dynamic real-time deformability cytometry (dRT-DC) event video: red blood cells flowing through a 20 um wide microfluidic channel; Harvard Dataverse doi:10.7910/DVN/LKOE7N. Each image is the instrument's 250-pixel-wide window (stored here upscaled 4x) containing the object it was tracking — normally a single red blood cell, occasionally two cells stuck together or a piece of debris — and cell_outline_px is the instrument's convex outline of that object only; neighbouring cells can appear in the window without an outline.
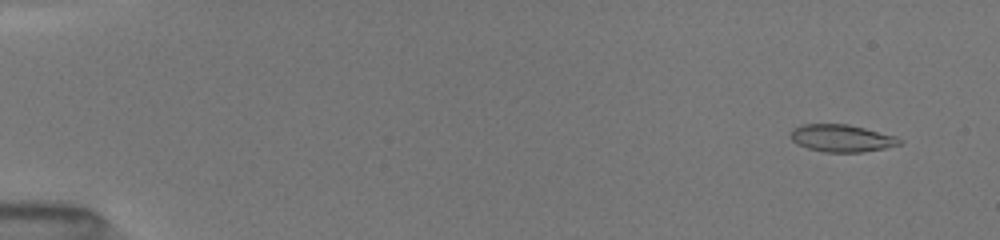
{"species": "common noctule bat (a hibernating species)", "species_latin": "Nyctalus noctula", "temperature_condition": "room temperature", "stored_images_in_passage": 45, "camera_frame_rate_fps": 3000, "um_per_image_px": 0.085, "animal": {"sex": "female", "body_mass_g": 19.5, "forearm_length_mm": 54.1}, "frame": {"image": 1, "passage_image": 3, "time_ms": 1.0, "image_size_px": [1000, 240], "cell_outline_px": [[900, 144], [884, 148], [860, 152], [824, 152], [808, 148], [792, 140], [788, 136], [788, 132], [792, 128], [800, 124], [848, 124], [896, 136], [900, 140]], "centroid_in_image_um": [71.47, 11.73], "position_along_channel_um": 13.5, "area_um2": 17.28}}
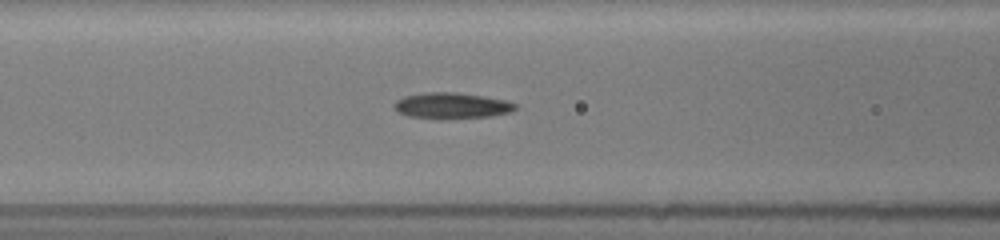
{"frame": {"image": 2, "passage_image": 19, "time_ms": 7.333, "image_size_px": [1000, 240], "cell_outline_px": [[516, 108], [512, 112], [492, 116], [440, 120], [408, 116], [396, 112], [392, 104], [396, 100], [404, 96], [424, 92], [456, 92], [484, 96], [504, 100], [516, 104]], "centroid_in_image_um": [38.34, 8.99], "position_along_channel_um": 128.3, "area_um2": 18.79}}
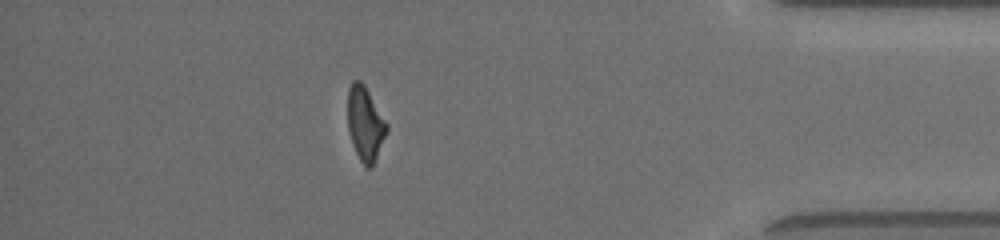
{"frame": {"image": 3, "passage_image": 38, "time_ms": 15.0, "image_size_px": [1000, 240], "cell_outline_px": [[388, 132], [372, 168], [364, 168], [356, 152], [348, 128], [348, 88], [352, 80], [360, 80], [364, 84], [388, 124]], "centroid_in_image_um": [31.06, 10.53], "position_along_channel_um": 404.1, "area_um2": 16.94}, "authors_computed_cell_mechanics": {"area_um2": 17.5134, "velocity_mm_per_s": 4.0636, "shape_relaxation_time_tau1_ms": 5.6166, "shape_relaxation_time_tau2_ms": 3.1891, "deformation_change_tau1": 0.1791, "deformation_change_tau2": 0.1084}}